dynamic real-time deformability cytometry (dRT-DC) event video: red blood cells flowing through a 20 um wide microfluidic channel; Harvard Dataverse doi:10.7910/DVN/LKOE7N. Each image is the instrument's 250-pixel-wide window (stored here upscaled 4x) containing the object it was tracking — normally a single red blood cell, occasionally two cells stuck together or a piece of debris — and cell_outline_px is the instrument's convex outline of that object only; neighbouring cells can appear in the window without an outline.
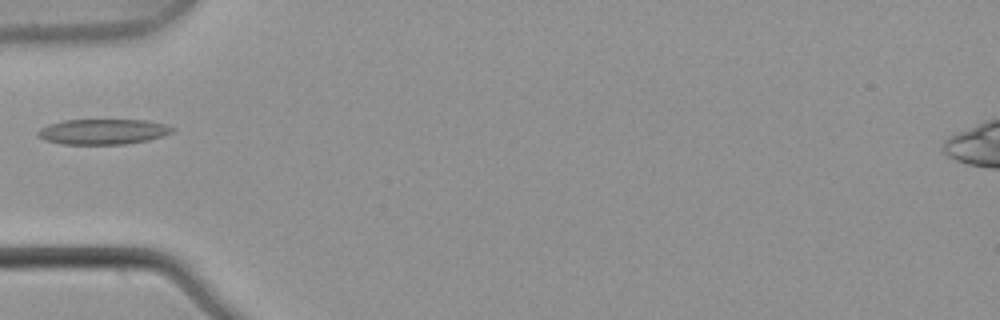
{"species": "common noctule bat (a hibernating species)", "species_latin": "Nyctalus noctula", "temperature_condition": "warm", "stored_images_in_passage": 2, "camera_frame_rate_fps": 3000, "um_per_image_px": 0.085, "animal": {"sex": "male", "body_mass_g": 21.5, "forearm_length_mm": 52.0}, "frame": {"image": 1, "passage_image": 2, "time_ms": 0.333, "image_size_px": [1000, 320], "cell_outline_px": [[176, 128], [172, 132], [148, 140], [124, 144], [60, 144], [44, 140], [36, 136], [36, 132], [40, 128], [48, 124], [64, 120], [148, 120], [164, 124]], "centroid_in_image_um": [8.7, 11.19], "position_along_channel_um": 76.3, "area_um2": 19.94}}